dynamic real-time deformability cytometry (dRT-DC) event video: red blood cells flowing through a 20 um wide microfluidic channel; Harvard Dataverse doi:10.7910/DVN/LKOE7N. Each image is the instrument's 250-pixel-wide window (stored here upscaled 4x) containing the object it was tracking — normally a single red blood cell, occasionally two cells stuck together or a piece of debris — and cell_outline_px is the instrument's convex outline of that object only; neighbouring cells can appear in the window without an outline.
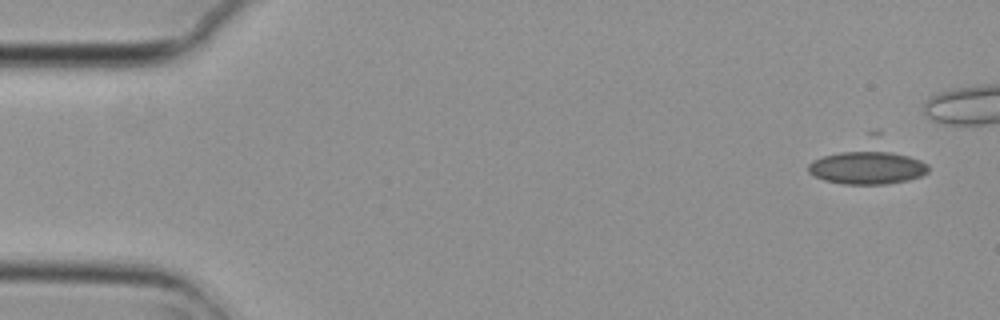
{"species": "common noctule bat (a hibernating species)", "species_latin": "Nyctalus noctula", "temperature_condition": "cold", "stored_images_in_passage": 6, "camera_frame_rate_fps": 3000, "um_per_image_px": 0.085, "animal": {"sex": "female", "body_mass_g": 29.2, "forearm_length_mm": 56.3}, "frame": {"image": 1, "passage_image": 1, "time_ms": 0.0, "image_size_px": [1000, 320], "cell_outline_px": [[928, 172], [920, 176], [908, 180], [888, 184], [844, 184], [824, 180], [808, 172], [808, 164], [812, 160], [824, 156], [840, 152], [868, 148], [880, 148], [908, 156], [920, 160], [928, 164]], "centroid_in_image_um": [73.72, 14.21], "position_along_channel_um": 11.3, "area_um2": 23.76}}